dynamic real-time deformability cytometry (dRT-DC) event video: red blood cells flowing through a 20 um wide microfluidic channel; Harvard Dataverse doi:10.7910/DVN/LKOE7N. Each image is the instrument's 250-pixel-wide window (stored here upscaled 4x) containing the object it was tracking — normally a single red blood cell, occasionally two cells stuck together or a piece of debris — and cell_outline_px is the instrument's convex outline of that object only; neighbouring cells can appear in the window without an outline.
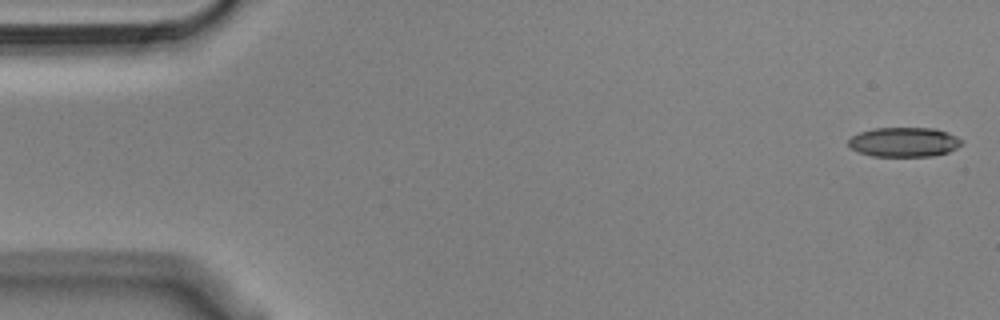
{"species": "Egyptian fruit bat (a non-hibernating species)", "species_latin": "Rousettus aegyptiacus", "temperature_condition": "cold", "stored_images_in_passage": 54, "camera_frame_rate_fps": 3000, "um_per_image_px": 0.085, "animal": {"sex": "male"}, "frame": {"image": 1, "passage_image": 1, "time_ms": 0.0, "image_size_px": [1000, 320], "cell_outline_px": [[964, 144], [948, 152], [932, 156], [872, 156], [860, 152], [852, 148], [848, 144], [848, 140], [852, 136], [860, 132], [872, 128], [936, 128], [948, 132], [964, 140]], "centroid_in_image_um": [76.89, 12.07], "position_along_channel_um": 8.1, "area_um2": 19.59}}
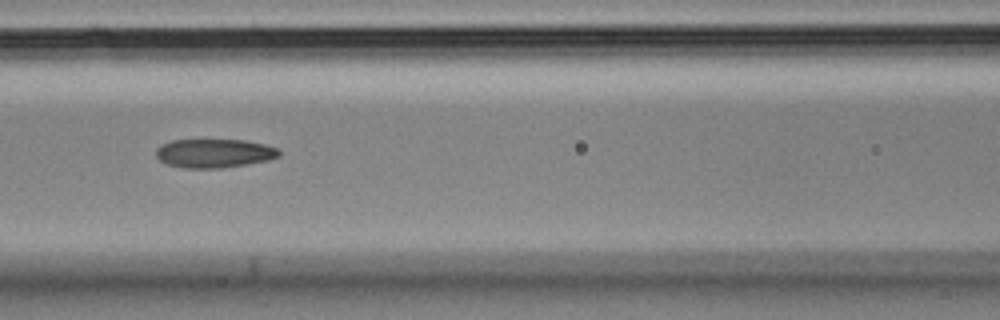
{"frame": {"image": 2, "passage_image": 23, "time_ms": 7.333, "image_size_px": [1000, 320], "cell_outline_px": [[280, 156], [268, 160], [220, 168], [184, 168], [168, 164], [160, 160], [156, 156], [156, 148], [160, 144], [172, 140], [244, 140], [264, 144], [276, 148], [280, 152]], "centroid_in_image_um": [18.17, 13.02], "position_along_channel_um": 148.4, "area_um2": 20.52}}
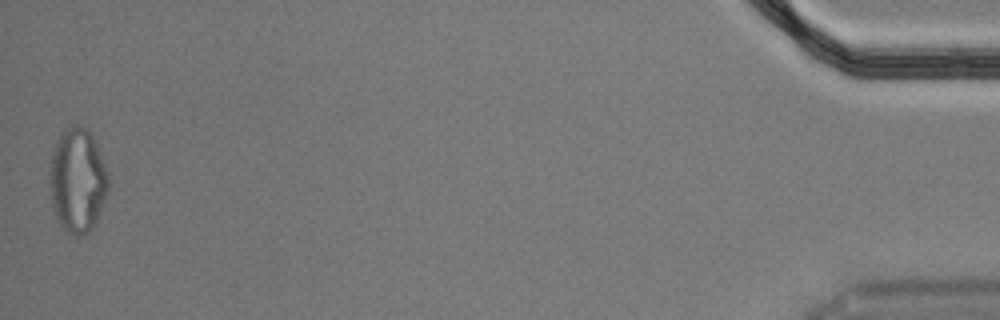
{"frame": {"image": 3, "passage_image": 54, "time_ms": 17.667, "image_size_px": [1000, 320], "cell_outline_px": [[108, 192], [100, 212], [92, 228], [88, 232], [80, 236], [76, 236], [64, 232], [56, 216], [52, 204], [48, 184], [48, 172], [52, 152], [56, 140], [68, 128], [76, 124], [84, 128], [92, 136], [100, 152], [108, 172]], "centroid_in_image_um": [6.56, 15.37], "position_along_channel_um": 428.6, "area_um2": 35.89}, "authors_computed_cell_mechanics": {"area_um2": 21.5016, "velocity_mm_per_s": 3.6356, "shape_relaxation_time_tau1_ms": null, "shape_relaxation_time_tau2_ms": 3.7305, "deformation_change_tau1": null, "deformation_change_tau2": 0.1107}}